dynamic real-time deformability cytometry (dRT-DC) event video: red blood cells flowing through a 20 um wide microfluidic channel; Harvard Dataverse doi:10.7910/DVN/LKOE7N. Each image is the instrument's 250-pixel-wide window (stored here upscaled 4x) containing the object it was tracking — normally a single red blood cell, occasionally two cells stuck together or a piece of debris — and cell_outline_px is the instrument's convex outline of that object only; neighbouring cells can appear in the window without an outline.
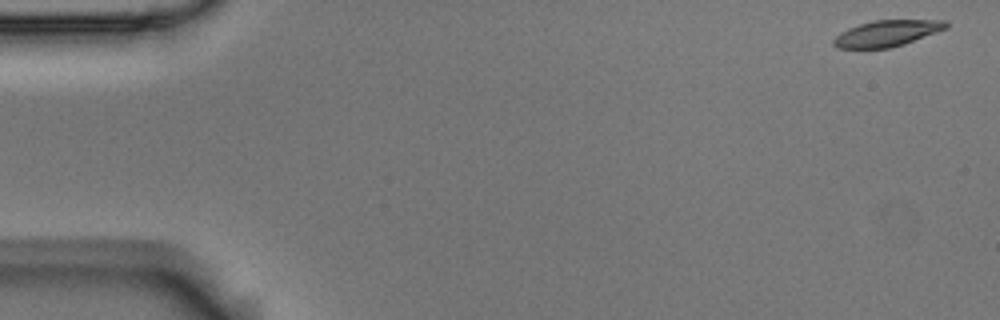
{"species": "Egyptian fruit bat (a non-hibernating species)", "species_latin": "Rousettus aegyptiacus", "temperature_condition": "room temperature", "stored_images_in_passage": 6, "segment_of_instrument_passage": [2, 2], "camera_frame_rate_fps": 3000, "um_per_image_px": 0.085, "animal": {"sex": "male"}, "frame": {"image": 1, "passage_image": 6, "time_ms": 1.667, "image_size_px": [1000, 320], "cell_outline_px": [[948, 28], [904, 44], [888, 48], [836, 48], [832, 44], [832, 40], [840, 32], [848, 28], [872, 20], [944, 20], [948, 24]], "centroid_in_image_um": [75.36, 2.83], "position_along_channel_um": 9.6, "area_um2": 17.11}}